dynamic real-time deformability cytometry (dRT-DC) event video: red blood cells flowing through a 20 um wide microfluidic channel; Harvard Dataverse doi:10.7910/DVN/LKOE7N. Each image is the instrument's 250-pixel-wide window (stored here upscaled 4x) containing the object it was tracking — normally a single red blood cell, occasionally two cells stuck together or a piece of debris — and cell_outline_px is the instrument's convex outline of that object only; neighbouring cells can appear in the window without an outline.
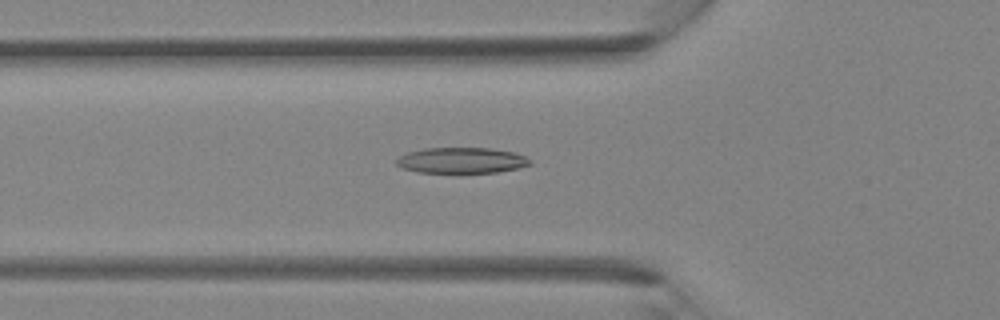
{"species": "Egyptian fruit bat (a non-hibernating species)", "species_latin": "Rousettus aegyptiacus", "temperature_condition": "room temperature", "stored_images_in_passage": 5, "camera_frame_rate_fps": 3000, "um_per_image_px": 0.085, "animal": {"sex": "female"}, "frame": {"image": 1, "passage_image": 5, "time_ms": 1.333, "image_size_px": [1000, 320], "cell_outline_px": [[532, 164], [520, 168], [496, 172], [416, 172], [400, 168], [396, 164], [396, 160], [400, 156], [408, 152], [424, 148], [488, 148], [512, 152], [524, 156], [532, 160]], "centroid_in_image_um": [39.22, 13.63], "position_along_channel_um": 86.6, "area_um2": 20.0}}